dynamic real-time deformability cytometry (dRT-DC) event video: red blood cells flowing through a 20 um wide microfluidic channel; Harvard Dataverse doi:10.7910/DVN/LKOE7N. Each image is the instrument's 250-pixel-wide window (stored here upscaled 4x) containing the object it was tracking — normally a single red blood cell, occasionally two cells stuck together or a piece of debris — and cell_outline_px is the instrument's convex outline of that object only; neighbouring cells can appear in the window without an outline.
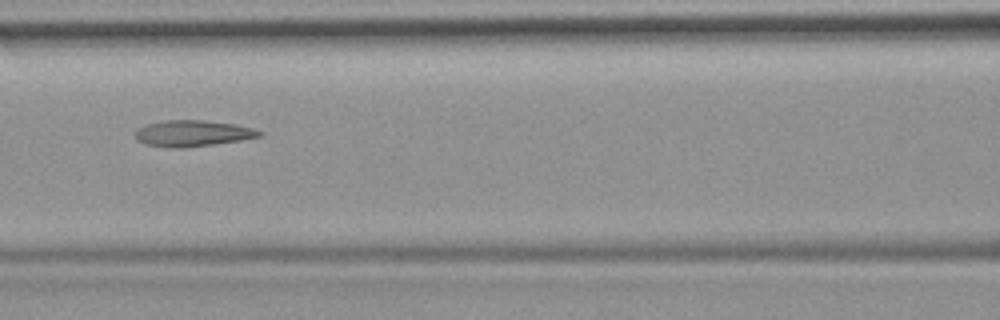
{"species": "common noctule bat (a hibernating species)", "species_latin": "Nyctalus noctula", "temperature_condition": "room temperature", "stored_images_in_passage": 8, "camera_frame_rate_fps": 3000, "um_per_image_px": 0.085, "animal": {"sex": "female", "body_mass_g": 19.9}, "frame": {"image": 1, "passage_image": 6, "time_ms": 1.667, "image_size_px": [1000, 320], "cell_outline_px": [[264, 132], [260, 136], [240, 140], [184, 148], [176, 148], [144, 144], [136, 140], [136, 128], [148, 124], [164, 120], [204, 120], [236, 124], [252, 128]], "centroid_in_image_um": [16.35, 11.33], "position_along_channel_um": 150.2, "area_um2": 18.84}}
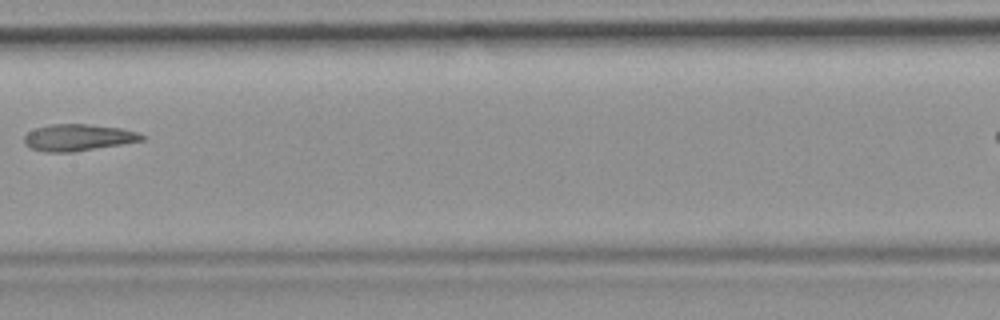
{"frame": {"image": 2, "passage_image": 7, "time_ms": 2.0, "image_size_px": [1000, 320], "cell_outline_px": [[148, 136], [144, 140], [72, 152], [44, 152], [32, 148], [24, 144], [24, 136], [28, 132], [36, 128], [52, 124], [88, 124], [120, 128], [136, 132]], "centroid_in_image_um": [6.63, 11.69], "position_along_channel_um": 200.8, "area_um2": 18.15}}